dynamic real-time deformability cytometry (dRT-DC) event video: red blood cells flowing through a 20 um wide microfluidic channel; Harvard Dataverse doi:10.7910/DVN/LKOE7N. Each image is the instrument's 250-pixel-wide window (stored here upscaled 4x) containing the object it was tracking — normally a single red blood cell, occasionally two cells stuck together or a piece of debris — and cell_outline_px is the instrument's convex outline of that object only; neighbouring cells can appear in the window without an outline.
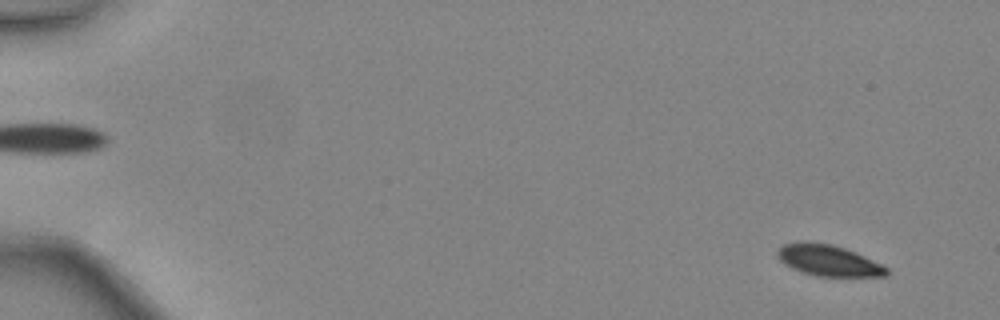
{"species": "common noctule bat (a hibernating species)", "species_latin": "Nyctalus noctula", "temperature_condition": "warm", "stored_images_in_passage": 48, "camera_frame_rate_fps": 3000, "um_per_image_px": 0.085, "animal": {"sex": "female", "body_mass_g": 24.6, "forearm_length_mm": 56.2}, "frame": {"image": 1, "passage_image": 3, "time_ms": 0.667, "image_size_px": [1000, 320], "cell_outline_px": [[888, 276], [816, 276], [792, 268], [784, 264], [776, 256], [776, 252], [784, 244], [800, 240], [808, 240], [832, 244], [844, 248], [864, 256], [888, 268]], "centroid_in_image_um": [70.37, 22.11], "position_along_channel_um": 14.6, "area_um2": 19.83}}
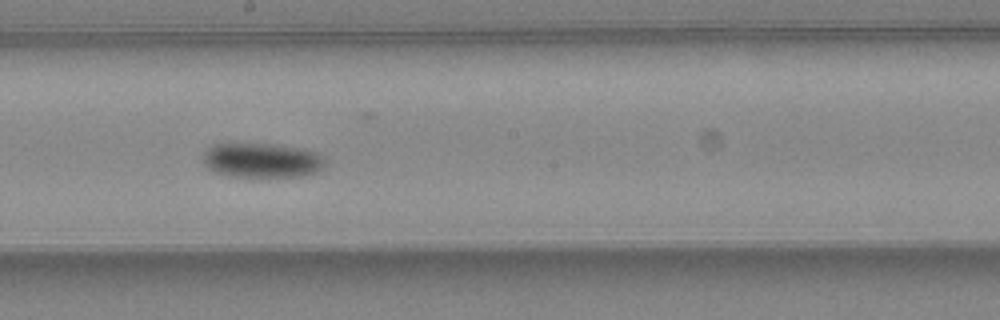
{"frame": {"image": 2, "passage_image": 28, "time_ms": 9.0, "image_size_px": [1000, 320], "cell_outline_px": [[328, 160], [324, 168], [316, 172], [304, 176], [260, 180], [228, 176], [216, 172], [208, 168], [204, 164], [200, 156], [212, 144], [276, 144], [304, 148], [316, 152], [324, 156]], "centroid_in_image_um": [22.31, 13.68], "position_along_channel_um": 225.9, "area_um2": 26.13}}
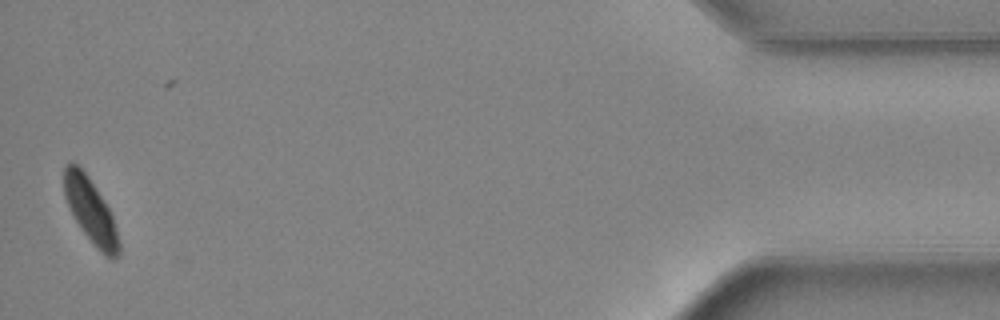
{"frame": {"image": 3, "passage_image": 47, "time_ms": 15.333, "image_size_px": [1000, 320], "cell_outline_px": [[120, 256], [112, 260], [104, 256], [100, 252], [84, 232], [76, 220], [64, 196], [64, 164], [76, 164], [88, 176], [96, 188], [108, 208], [112, 216], [116, 228], [120, 244]], "centroid_in_image_um": [7.73, 17.97], "position_along_channel_um": 427.5, "area_um2": 20.23}, "authors_computed_cell_mechanics": {"area_um2": 22.3686, "velocity_mm_per_s": 4.4283, "shape_relaxation_time_tau1_ms": 2.6549, "shape_relaxation_time_tau2_ms": null, "deformation_change_tau1": 0.1089, "deformation_change_tau2": null}}